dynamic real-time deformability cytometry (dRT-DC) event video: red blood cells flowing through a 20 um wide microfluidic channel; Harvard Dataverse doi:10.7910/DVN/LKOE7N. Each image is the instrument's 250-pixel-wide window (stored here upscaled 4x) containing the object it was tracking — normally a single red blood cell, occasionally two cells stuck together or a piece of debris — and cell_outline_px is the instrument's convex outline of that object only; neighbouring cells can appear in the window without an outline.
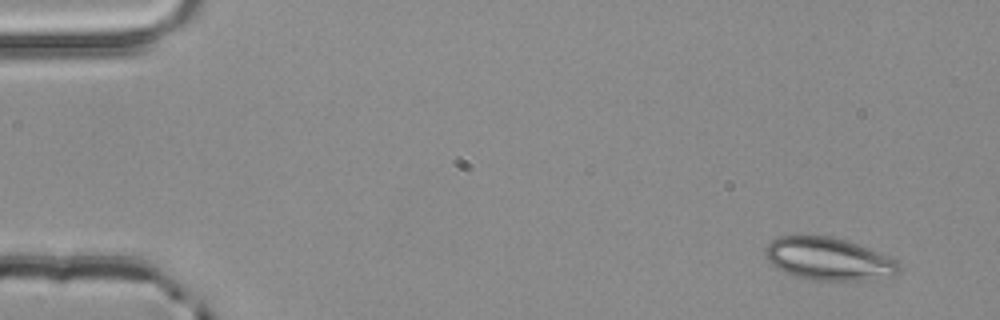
{"species": "common noctule bat (a hibernating species)", "species_latin": "Nyctalus noctula", "temperature_condition": "room temperature", "stored_images_in_passage": 3, "camera_frame_rate_fps": 3000, "um_per_image_px": 0.085, "animal": {"sex": "male", "body_mass_g": 20.4}, "frame": {"image": 1, "passage_image": 1, "time_ms": 0.0, "image_size_px": [1000, 320], "cell_outline_px": [[900, 272], [896, 276], [872, 280], [812, 280], [784, 272], [776, 268], [764, 256], [764, 248], [772, 240], [780, 236], [800, 232], [832, 236], [868, 248], [896, 260], [900, 264]], "centroid_in_image_um": [70.39, 21.98], "position_along_channel_um": 14.6, "area_um2": 33.99}}